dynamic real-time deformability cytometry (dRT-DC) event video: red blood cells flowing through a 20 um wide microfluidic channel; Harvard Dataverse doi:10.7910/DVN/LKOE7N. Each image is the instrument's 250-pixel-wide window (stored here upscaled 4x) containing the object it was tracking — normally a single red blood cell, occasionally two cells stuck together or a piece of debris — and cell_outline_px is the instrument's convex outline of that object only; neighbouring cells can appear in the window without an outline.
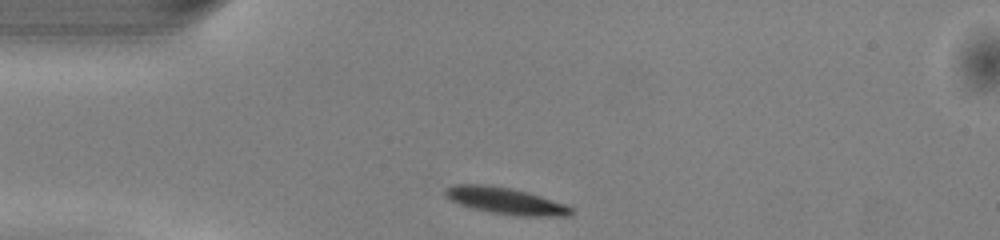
{"species": "common noctule bat (a hibernating species)", "species_latin": "Nyctalus noctula", "temperature_condition": "warm", "stored_images_in_passage": 39, "camera_frame_rate_fps": 3000, "um_per_image_px": 0.085, "animal": {"sex": "male", "body_mass_g": 13.0, "forearm_length_mm": 53.1}, "frame": {"image": 1, "passage_image": 1, "time_ms": 0.0, "image_size_px": [1000, 240], "cell_outline_px": [[572, 216], [524, 216], [492, 212], [472, 208], [460, 204], [444, 196], [444, 192], [448, 188], [456, 184], [488, 184], [512, 188], [540, 196], [564, 204], [572, 208]], "centroid_in_image_um": [42.97, 17.06], "position_along_channel_um": 42.0, "area_um2": 19.25}}
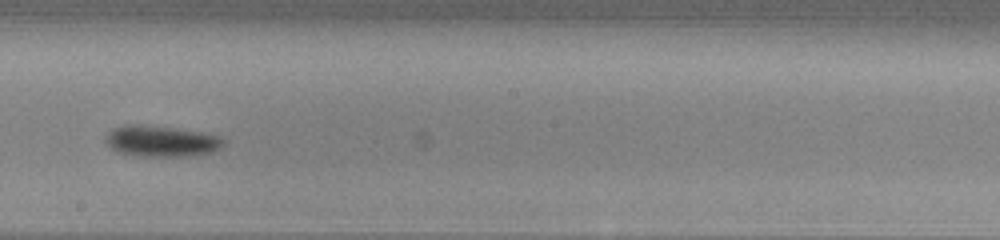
{"frame": {"image": 2, "passage_image": 17, "time_ms": 5.333, "image_size_px": [1000, 240], "cell_outline_px": [[224, 144], [220, 148], [212, 152], [188, 156], [144, 156], [120, 152], [104, 144], [104, 136], [112, 128], [124, 124], [140, 124], [176, 128], [204, 132], [220, 136], [224, 140]], "centroid_in_image_um": [13.68, 11.97], "position_along_channel_um": 234.5, "area_um2": 21.56}}
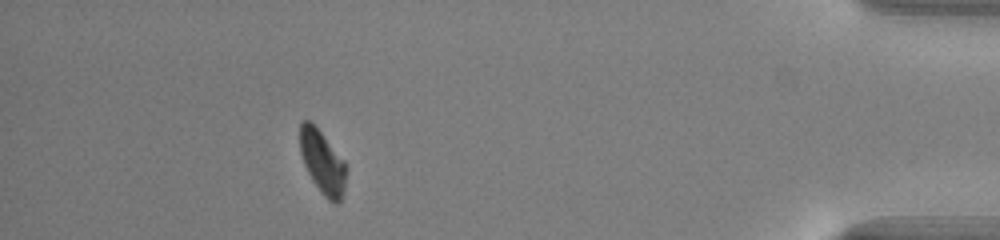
{"frame": {"image": 3, "passage_image": 34, "time_ms": 11.0, "image_size_px": [1000, 240], "cell_outline_px": [[344, 192], [340, 200], [336, 204], [328, 200], [320, 192], [312, 180], [304, 164], [300, 152], [300, 124], [304, 120], [308, 120], [320, 132], [344, 160]], "centroid_in_image_um": [27.38, 13.81], "position_along_channel_um": 407.8, "area_um2": 16.53}, "authors_computed_cell_mechanics": {"area_um2": 19.4208, "velocity_mm_per_s": 4.0747, "shape_relaxation_time_tau1_ms": 1.7178, "shape_relaxation_time_tau2_ms": null, "deformation_change_tau1": 0.1096, "deformation_change_tau2": null}}